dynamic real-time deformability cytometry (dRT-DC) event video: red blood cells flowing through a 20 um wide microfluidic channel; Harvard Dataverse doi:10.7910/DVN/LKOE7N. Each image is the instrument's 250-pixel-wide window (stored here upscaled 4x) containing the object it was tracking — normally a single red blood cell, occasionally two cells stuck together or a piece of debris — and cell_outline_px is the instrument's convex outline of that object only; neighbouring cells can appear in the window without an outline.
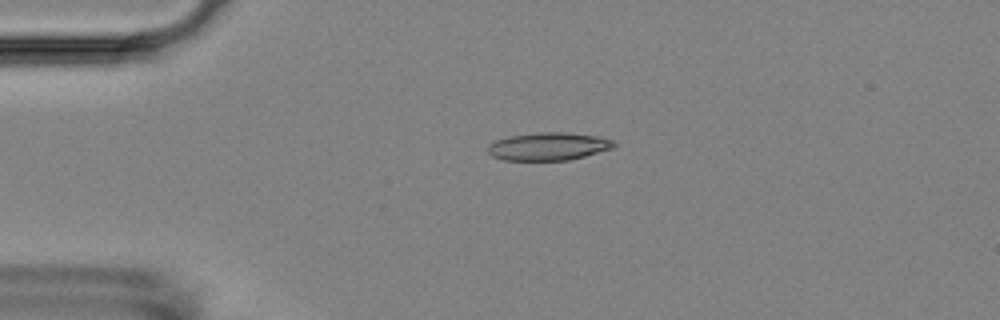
{"species": "Egyptian fruit bat (a non-hibernating species)", "species_latin": "Rousettus aegyptiacus", "temperature_condition": "room temperature", "stored_images_in_passage": 4, "camera_frame_rate_fps": 3000, "um_per_image_px": 0.085, "animal": {"sex": "female"}, "frame": {"image": 1, "passage_image": 3, "time_ms": 3.333, "image_size_px": [1000, 320], "cell_outline_px": [[616, 144], [612, 148], [584, 156], [568, 160], [504, 160], [492, 156], [488, 152], [488, 144], [496, 140], [508, 136], [540, 132], [568, 132], [596, 136], [612, 140]], "centroid_in_image_um": [46.58, 12.44], "position_along_channel_um": 38.4, "area_um2": 20.35}}